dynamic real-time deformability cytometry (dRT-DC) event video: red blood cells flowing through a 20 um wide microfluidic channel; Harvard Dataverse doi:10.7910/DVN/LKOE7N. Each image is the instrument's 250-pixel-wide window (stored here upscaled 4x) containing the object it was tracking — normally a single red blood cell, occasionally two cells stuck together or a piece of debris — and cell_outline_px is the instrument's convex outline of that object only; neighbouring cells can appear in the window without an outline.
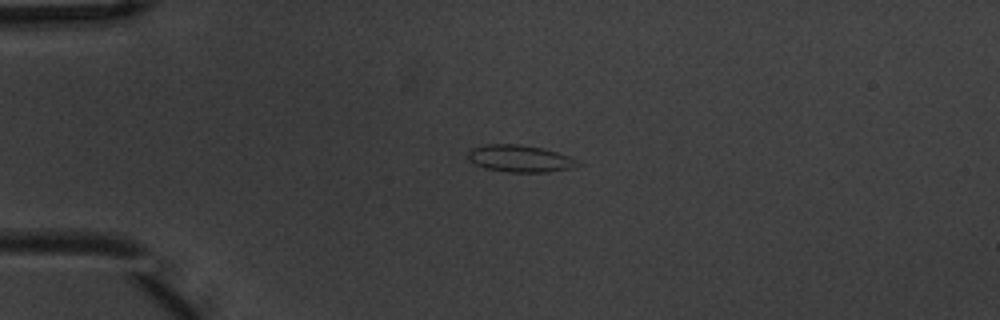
{"species": "common noctule bat (a hibernating species)", "species_latin": "Nyctalus noctula", "temperature_condition": "warm", "stored_images_in_passage": 3, "camera_frame_rate_fps": 3000, "um_per_image_px": 0.085, "animal": {"sex": "male", "body_mass_g": 20.1, "forearm_length_mm": 53.5}, "frame": {"image": 1, "passage_image": 2, "time_ms": 0.333, "image_size_px": [1000, 320], "cell_outline_px": [[584, 164], [572, 168], [548, 172], [508, 172], [484, 168], [468, 160], [468, 152], [472, 148], [484, 144], [520, 144], [544, 148], [572, 156]], "centroid_in_image_um": [44.25, 13.47], "position_along_channel_um": 40.7, "area_um2": 17.63}}